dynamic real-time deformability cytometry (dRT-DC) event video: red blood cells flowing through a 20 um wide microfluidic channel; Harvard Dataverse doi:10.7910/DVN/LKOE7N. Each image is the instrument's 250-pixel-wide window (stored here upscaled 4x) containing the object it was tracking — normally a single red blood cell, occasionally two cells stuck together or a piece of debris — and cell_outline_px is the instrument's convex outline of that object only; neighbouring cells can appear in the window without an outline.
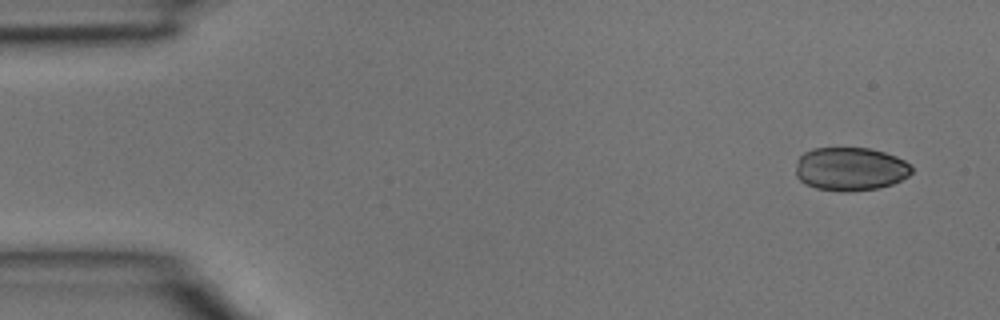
{"species": "common noctule bat (a hibernating species)", "species_latin": "Nyctalus noctula", "temperature_condition": "room temperature", "stored_images_in_passage": 5, "camera_frame_rate_fps": 3000, "um_per_image_px": 0.085, "animal": {"sex": "male", "body_mass_g": 15.6}, "frame": {"image": 1, "passage_image": 1, "time_ms": 0.0, "image_size_px": [1000, 320], "cell_outline_px": [[912, 172], [908, 176], [892, 184], [876, 188], [848, 192], [840, 192], [816, 188], [804, 184], [796, 176], [796, 160], [804, 152], [812, 148], [868, 148], [884, 152], [896, 156], [904, 160], [912, 168]], "centroid_in_image_um": [72.24, 14.36], "position_along_channel_um": 12.8, "area_um2": 29.48}}